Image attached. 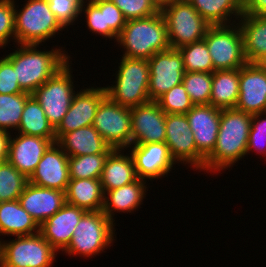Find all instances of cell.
<instances>
[{
    "label": "cell",
    "instance_id": "1",
    "mask_svg": "<svg viewBox=\"0 0 266 267\" xmlns=\"http://www.w3.org/2000/svg\"><path fill=\"white\" fill-rule=\"evenodd\" d=\"M252 115L235 108L221 109L213 151L205 158L204 172L220 173L246 156Z\"/></svg>",
    "mask_w": 266,
    "mask_h": 267
},
{
    "label": "cell",
    "instance_id": "2",
    "mask_svg": "<svg viewBox=\"0 0 266 267\" xmlns=\"http://www.w3.org/2000/svg\"><path fill=\"white\" fill-rule=\"evenodd\" d=\"M39 46L41 45L17 44L16 50L6 55L13 64L20 88L29 94H32L72 59L60 46L46 51L37 49Z\"/></svg>",
    "mask_w": 266,
    "mask_h": 267
},
{
    "label": "cell",
    "instance_id": "3",
    "mask_svg": "<svg viewBox=\"0 0 266 267\" xmlns=\"http://www.w3.org/2000/svg\"><path fill=\"white\" fill-rule=\"evenodd\" d=\"M117 44L123 56L148 60L155 53L170 49L165 19L158 13L140 19L128 20L118 35Z\"/></svg>",
    "mask_w": 266,
    "mask_h": 267
},
{
    "label": "cell",
    "instance_id": "4",
    "mask_svg": "<svg viewBox=\"0 0 266 267\" xmlns=\"http://www.w3.org/2000/svg\"><path fill=\"white\" fill-rule=\"evenodd\" d=\"M120 61L115 84L105 86L106 96L112 102L130 108L150 102L148 60L122 56Z\"/></svg>",
    "mask_w": 266,
    "mask_h": 267
},
{
    "label": "cell",
    "instance_id": "5",
    "mask_svg": "<svg viewBox=\"0 0 266 267\" xmlns=\"http://www.w3.org/2000/svg\"><path fill=\"white\" fill-rule=\"evenodd\" d=\"M115 224L102 211H87L76 225L72 239L62 253L70 257H96L116 240Z\"/></svg>",
    "mask_w": 266,
    "mask_h": 267
},
{
    "label": "cell",
    "instance_id": "6",
    "mask_svg": "<svg viewBox=\"0 0 266 267\" xmlns=\"http://www.w3.org/2000/svg\"><path fill=\"white\" fill-rule=\"evenodd\" d=\"M15 9L16 44L45 43L64 28L49 8L48 0H26L23 8Z\"/></svg>",
    "mask_w": 266,
    "mask_h": 267
},
{
    "label": "cell",
    "instance_id": "7",
    "mask_svg": "<svg viewBox=\"0 0 266 267\" xmlns=\"http://www.w3.org/2000/svg\"><path fill=\"white\" fill-rule=\"evenodd\" d=\"M0 241V267H51L57 251L40 234Z\"/></svg>",
    "mask_w": 266,
    "mask_h": 267
},
{
    "label": "cell",
    "instance_id": "8",
    "mask_svg": "<svg viewBox=\"0 0 266 267\" xmlns=\"http://www.w3.org/2000/svg\"><path fill=\"white\" fill-rule=\"evenodd\" d=\"M161 13L172 49L202 40L210 27L188 0L172 1Z\"/></svg>",
    "mask_w": 266,
    "mask_h": 267
},
{
    "label": "cell",
    "instance_id": "9",
    "mask_svg": "<svg viewBox=\"0 0 266 267\" xmlns=\"http://www.w3.org/2000/svg\"><path fill=\"white\" fill-rule=\"evenodd\" d=\"M203 39L215 71L239 69L247 63L238 23L210 26Z\"/></svg>",
    "mask_w": 266,
    "mask_h": 267
},
{
    "label": "cell",
    "instance_id": "10",
    "mask_svg": "<svg viewBox=\"0 0 266 267\" xmlns=\"http://www.w3.org/2000/svg\"><path fill=\"white\" fill-rule=\"evenodd\" d=\"M70 60L54 76L37 88L32 95L40 103L49 123L55 129L64 118L76 91L72 81ZM71 64V65H70Z\"/></svg>",
    "mask_w": 266,
    "mask_h": 267
},
{
    "label": "cell",
    "instance_id": "11",
    "mask_svg": "<svg viewBox=\"0 0 266 267\" xmlns=\"http://www.w3.org/2000/svg\"><path fill=\"white\" fill-rule=\"evenodd\" d=\"M92 125L111 148L128 150L132 145L130 107L106 97L99 104Z\"/></svg>",
    "mask_w": 266,
    "mask_h": 267
},
{
    "label": "cell",
    "instance_id": "12",
    "mask_svg": "<svg viewBox=\"0 0 266 267\" xmlns=\"http://www.w3.org/2000/svg\"><path fill=\"white\" fill-rule=\"evenodd\" d=\"M165 125L164 143L172 159L178 164H189L190 168L204 171L205 157L197 150L186 114H166Z\"/></svg>",
    "mask_w": 266,
    "mask_h": 267
},
{
    "label": "cell",
    "instance_id": "13",
    "mask_svg": "<svg viewBox=\"0 0 266 267\" xmlns=\"http://www.w3.org/2000/svg\"><path fill=\"white\" fill-rule=\"evenodd\" d=\"M149 64V87L150 101H156L173 86L183 81L185 73L182 54L178 49H168L157 52L148 59Z\"/></svg>",
    "mask_w": 266,
    "mask_h": 267
},
{
    "label": "cell",
    "instance_id": "14",
    "mask_svg": "<svg viewBox=\"0 0 266 267\" xmlns=\"http://www.w3.org/2000/svg\"><path fill=\"white\" fill-rule=\"evenodd\" d=\"M106 97L105 87L91 86L77 91L68 112L55 128L56 140L62 134L92 125L99 104Z\"/></svg>",
    "mask_w": 266,
    "mask_h": 267
},
{
    "label": "cell",
    "instance_id": "15",
    "mask_svg": "<svg viewBox=\"0 0 266 267\" xmlns=\"http://www.w3.org/2000/svg\"><path fill=\"white\" fill-rule=\"evenodd\" d=\"M132 155L137 177L143 180L167 177L176 162L164 142L135 144L128 147Z\"/></svg>",
    "mask_w": 266,
    "mask_h": 267
},
{
    "label": "cell",
    "instance_id": "16",
    "mask_svg": "<svg viewBox=\"0 0 266 267\" xmlns=\"http://www.w3.org/2000/svg\"><path fill=\"white\" fill-rule=\"evenodd\" d=\"M165 118L156 101L131 107L132 145L165 142Z\"/></svg>",
    "mask_w": 266,
    "mask_h": 267
},
{
    "label": "cell",
    "instance_id": "17",
    "mask_svg": "<svg viewBox=\"0 0 266 267\" xmlns=\"http://www.w3.org/2000/svg\"><path fill=\"white\" fill-rule=\"evenodd\" d=\"M69 156L56 143L45 151L28 182L43 188L66 191L69 183Z\"/></svg>",
    "mask_w": 266,
    "mask_h": 267
},
{
    "label": "cell",
    "instance_id": "18",
    "mask_svg": "<svg viewBox=\"0 0 266 267\" xmlns=\"http://www.w3.org/2000/svg\"><path fill=\"white\" fill-rule=\"evenodd\" d=\"M235 109L248 114L266 112V71L247 62L239 68V98Z\"/></svg>",
    "mask_w": 266,
    "mask_h": 267
},
{
    "label": "cell",
    "instance_id": "19",
    "mask_svg": "<svg viewBox=\"0 0 266 267\" xmlns=\"http://www.w3.org/2000/svg\"><path fill=\"white\" fill-rule=\"evenodd\" d=\"M12 136L14 135L10 137L7 161L29 178L45 151L56 139L19 133L15 137Z\"/></svg>",
    "mask_w": 266,
    "mask_h": 267
},
{
    "label": "cell",
    "instance_id": "20",
    "mask_svg": "<svg viewBox=\"0 0 266 267\" xmlns=\"http://www.w3.org/2000/svg\"><path fill=\"white\" fill-rule=\"evenodd\" d=\"M221 109L210 104L194 105L186 117L194 134L197 150L206 158L214 149L220 125Z\"/></svg>",
    "mask_w": 266,
    "mask_h": 267
},
{
    "label": "cell",
    "instance_id": "21",
    "mask_svg": "<svg viewBox=\"0 0 266 267\" xmlns=\"http://www.w3.org/2000/svg\"><path fill=\"white\" fill-rule=\"evenodd\" d=\"M18 200L39 226L66 204L64 191L39 187L29 182Z\"/></svg>",
    "mask_w": 266,
    "mask_h": 267
},
{
    "label": "cell",
    "instance_id": "22",
    "mask_svg": "<svg viewBox=\"0 0 266 267\" xmlns=\"http://www.w3.org/2000/svg\"><path fill=\"white\" fill-rule=\"evenodd\" d=\"M86 212L66 203L39 226V233L57 252L63 251L70 243L76 225Z\"/></svg>",
    "mask_w": 266,
    "mask_h": 267
},
{
    "label": "cell",
    "instance_id": "23",
    "mask_svg": "<svg viewBox=\"0 0 266 267\" xmlns=\"http://www.w3.org/2000/svg\"><path fill=\"white\" fill-rule=\"evenodd\" d=\"M146 182L138 178L128 185L104 192L102 212L112 222H115L113 219L115 212L134 213L143 204V199L146 197L148 191Z\"/></svg>",
    "mask_w": 266,
    "mask_h": 267
},
{
    "label": "cell",
    "instance_id": "24",
    "mask_svg": "<svg viewBox=\"0 0 266 267\" xmlns=\"http://www.w3.org/2000/svg\"><path fill=\"white\" fill-rule=\"evenodd\" d=\"M56 143L68 156L110 153L113 150L93 125L62 134Z\"/></svg>",
    "mask_w": 266,
    "mask_h": 267
},
{
    "label": "cell",
    "instance_id": "25",
    "mask_svg": "<svg viewBox=\"0 0 266 267\" xmlns=\"http://www.w3.org/2000/svg\"><path fill=\"white\" fill-rule=\"evenodd\" d=\"M124 151L125 149H113L105 160L100 177L104 192L128 185L138 179L132 155L124 154Z\"/></svg>",
    "mask_w": 266,
    "mask_h": 267
},
{
    "label": "cell",
    "instance_id": "26",
    "mask_svg": "<svg viewBox=\"0 0 266 267\" xmlns=\"http://www.w3.org/2000/svg\"><path fill=\"white\" fill-rule=\"evenodd\" d=\"M37 233L39 225L19 200L0 202V236H29Z\"/></svg>",
    "mask_w": 266,
    "mask_h": 267
},
{
    "label": "cell",
    "instance_id": "27",
    "mask_svg": "<svg viewBox=\"0 0 266 267\" xmlns=\"http://www.w3.org/2000/svg\"><path fill=\"white\" fill-rule=\"evenodd\" d=\"M65 197L66 203L85 211H102L104 191L100 179H70Z\"/></svg>",
    "mask_w": 266,
    "mask_h": 267
},
{
    "label": "cell",
    "instance_id": "28",
    "mask_svg": "<svg viewBox=\"0 0 266 267\" xmlns=\"http://www.w3.org/2000/svg\"><path fill=\"white\" fill-rule=\"evenodd\" d=\"M238 24L243 37L246 60L255 63L266 54V16L243 14L238 19Z\"/></svg>",
    "mask_w": 266,
    "mask_h": 267
},
{
    "label": "cell",
    "instance_id": "29",
    "mask_svg": "<svg viewBox=\"0 0 266 267\" xmlns=\"http://www.w3.org/2000/svg\"><path fill=\"white\" fill-rule=\"evenodd\" d=\"M188 1L210 26L237 23L238 19L244 14V7L240 4L239 0Z\"/></svg>",
    "mask_w": 266,
    "mask_h": 267
},
{
    "label": "cell",
    "instance_id": "30",
    "mask_svg": "<svg viewBox=\"0 0 266 267\" xmlns=\"http://www.w3.org/2000/svg\"><path fill=\"white\" fill-rule=\"evenodd\" d=\"M239 98V69L212 73L210 105L219 109L235 108Z\"/></svg>",
    "mask_w": 266,
    "mask_h": 267
},
{
    "label": "cell",
    "instance_id": "31",
    "mask_svg": "<svg viewBox=\"0 0 266 267\" xmlns=\"http://www.w3.org/2000/svg\"><path fill=\"white\" fill-rule=\"evenodd\" d=\"M17 132L19 134L56 139L55 129L49 123L40 103L32 94L26 99Z\"/></svg>",
    "mask_w": 266,
    "mask_h": 267
},
{
    "label": "cell",
    "instance_id": "32",
    "mask_svg": "<svg viewBox=\"0 0 266 267\" xmlns=\"http://www.w3.org/2000/svg\"><path fill=\"white\" fill-rule=\"evenodd\" d=\"M29 93L0 94V129L17 131Z\"/></svg>",
    "mask_w": 266,
    "mask_h": 267
},
{
    "label": "cell",
    "instance_id": "33",
    "mask_svg": "<svg viewBox=\"0 0 266 267\" xmlns=\"http://www.w3.org/2000/svg\"><path fill=\"white\" fill-rule=\"evenodd\" d=\"M109 153L69 156L70 179H100L104 163Z\"/></svg>",
    "mask_w": 266,
    "mask_h": 267
},
{
    "label": "cell",
    "instance_id": "34",
    "mask_svg": "<svg viewBox=\"0 0 266 267\" xmlns=\"http://www.w3.org/2000/svg\"><path fill=\"white\" fill-rule=\"evenodd\" d=\"M185 72L213 73L214 67L204 39L180 47Z\"/></svg>",
    "mask_w": 266,
    "mask_h": 267
},
{
    "label": "cell",
    "instance_id": "35",
    "mask_svg": "<svg viewBox=\"0 0 266 267\" xmlns=\"http://www.w3.org/2000/svg\"><path fill=\"white\" fill-rule=\"evenodd\" d=\"M28 178L8 161L0 163V202L18 200Z\"/></svg>",
    "mask_w": 266,
    "mask_h": 267
},
{
    "label": "cell",
    "instance_id": "36",
    "mask_svg": "<svg viewBox=\"0 0 266 267\" xmlns=\"http://www.w3.org/2000/svg\"><path fill=\"white\" fill-rule=\"evenodd\" d=\"M182 83L194 105L210 103L212 73L185 72Z\"/></svg>",
    "mask_w": 266,
    "mask_h": 267
},
{
    "label": "cell",
    "instance_id": "37",
    "mask_svg": "<svg viewBox=\"0 0 266 267\" xmlns=\"http://www.w3.org/2000/svg\"><path fill=\"white\" fill-rule=\"evenodd\" d=\"M82 13L90 32L117 41L118 35L110 27H105L104 0H86L80 11V14Z\"/></svg>",
    "mask_w": 266,
    "mask_h": 267
},
{
    "label": "cell",
    "instance_id": "38",
    "mask_svg": "<svg viewBox=\"0 0 266 267\" xmlns=\"http://www.w3.org/2000/svg\"><path fill=\"white\" fill-rule=\"evenodd\" d=\"M156 102L166 114H186L194 104L191 102L183 83L173 86Z\"/></svg>",
    "mask_w": 266,
    "mask_h": 267
},
{
    "label": "cell",
    "instance_id": "39",
    "mask_svg": "<svg viewBox=\"0 0 266 267\" xmlns=\"http://www.w3.org/2000/svg\"><path fill=\"white\" fill-rule=\"evenodd\" d=\"M86 0H48L49 8L57 21L65 29L78 20L80 11Z\"/></svg>",
    "mask_w": 266,
    "mask_h": 267
},
{
    "label": "cell",
    "instance_id": "40",
    "mask_svg": "<svg viewBox=\"0 0 266 267\" xmlns=\"http://www.w3.org/2000/svg\"><path fill=\"white\" fill-rule=\"evenodd\" d=\"M250 151L266 156V112L252 115L246 155Z\"/></svg>",
    "mask_w": 266,
    "mask_h": 267
},
{
    "label": "cell",
    "instance_id": "41",
    "mask_svg": "<svg viewBox=\"0 0 266 267\" xmlns=\"http://www.w3.org/2000/svg\"><path fill=\"white\" fill-rule=\"evenodd\" d=\"M14 0H0V48L5 49L10 40L16 43Z\"/></svg>",
    "mask_w": 266,
    "mask_h": 267
},
{
    "label": "cell",
    "instance_id": "42",
    "mask_svg": "<svg viewBox=\"0 0 266 267\" xmlns=\"http://www.w3.org/2000/svg\"><path fill=\"white\" fill-rule=\"evenodd\" d=\"M123 13L125 19L134 20L150 17L159 11L149 0H110Z\"/></svg>",
    "mask_w": 266,
    "mask_h": 267
},
{
    "label": "cell",
    "instance_id": "43",
    "mask_svg": "<svg viewBox=\"0 0 266 267\" xmlns=\"http://www.w3.org/2000/svg\"><path fill=\"white\" fill-rule=\"evenodd\" d=\"M0 58V94L26 93L18 84L12 62L6 56Z\"/></svg>",
    "mask_w": 266,
    "mask_h": 267
},
{
    "label": "cell",
    "instance_id": "44",
    "mask_svg": "<svg viewBox=\"0 0 266 267\" xmlns=\"http://www.w3.org/2000/svg\"><path fill=\"white\" fill-rule=\"evenodd\" d=\"M104 19L105 27H110L117 35L127 22L122 11L110 0H104Z\"/></svg>",
    "mask_w": 266,
    "mask_h": 267
},
{
    "label": "cell",
    "instance_id": "45",
    "mask_svg": "<svg viewBox=\"0 0 266 267\" xmlns=\"http://www.w3.org/2000/svg\"><path fill=\"white\" fill-rule=\"evenodd\" d=\"M244 14L266 16V0H250L244 6Z\"/></svg>",
    "mask_w": 266,
    "mask_h": 267
},
{
    "label": "cell",
    "instance_id": "46",
    "mask_svg": "<svg viewBox=\"0 0 266 267\" xmlns=\"http://www.w3.org/2000/svg\"><path fill=\"white\" fill-rule=\"evenodd\" d=\"M11 132L0 129V163L7 161Z\"/></svg>",
    "mask_w": 266,
    "mask_h": 267
},
{
    "label": "cell",
    "instance_id": "47",
    "mask_svg": "<svg viewBox=\"0 0 266 267\" xmlns=\"http://www.w3.org/2000/svg\"><path fill=\"white\" fill-rule=\"evenodd\" d=\"M149 1L158 11H162L166 6H168L171 3V0H149Z\"/></svg>",
    "mask_w": 266,
    "mask_h": 267
},
{
    "label": "cell",
    "instance_id": "48",
    "mask_svg": "<svg viewBox=\"0 0 266 267\" xmlns=\"http://www.w3.org/2000/svg\"><path fill=\"white\" fill-rule=\"evenodd\" d=\"M262 70L266 71V54L255 62Z\"/></svg>",
    "mask_w": 266,
    "mask_h": 267
},
{
    "label": "cell",
    "instance_id": "49",
    "mask_svg": "<svg viewBox=\"0 0 266 267\" xmlns=\"http://www.w3.org/2000/svg\"><path fill=\"white\" fill-rule=\"evenodd\" d=\"M250 0H239L240 4L244 7Z\"/></svg>",
    "mask_w": 266,
    "mask_h": 267
}]
</instances>
